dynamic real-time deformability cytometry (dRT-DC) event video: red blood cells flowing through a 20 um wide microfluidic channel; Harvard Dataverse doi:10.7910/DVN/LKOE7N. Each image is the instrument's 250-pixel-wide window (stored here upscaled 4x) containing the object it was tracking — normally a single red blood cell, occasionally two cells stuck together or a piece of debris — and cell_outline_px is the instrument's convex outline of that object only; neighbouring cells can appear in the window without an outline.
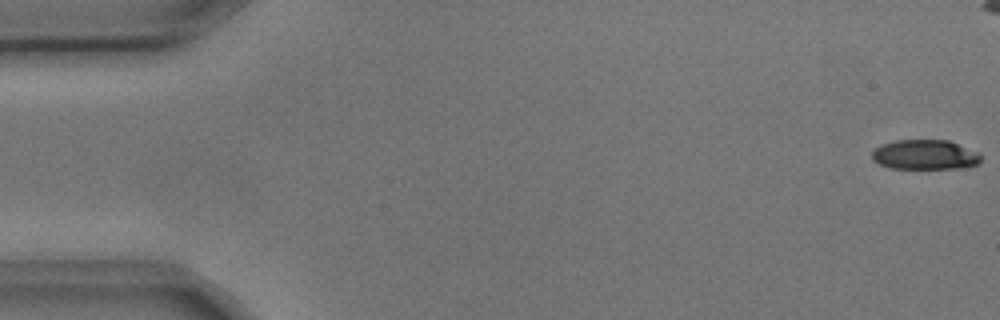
{"species": "common noctule bat (a hibernating species)", "species_latin": "Nyctalus noctula", "temperature_condition": "cold", "stored_images_in_passage": 8, "camera_frame_rate_fps": 3000, "um_per_image_px": 0.085, "animal": {"sex": "male", "body_mass_g": 17.9, "forearm_length_mm": 54.2}, "frame": {"image": 1, "passage_image": 1, "time_ms": 0.0, "image_size_px": [1000, 320], "cell_outline_px": [[980, 160], [976, 164], [956, 168], [892, 168], [880, 164], [872, 160], [872, 152], [880, 144], [896, 140], [948, 140], [976, 152], [980, 156]], "centroid_in_image_um": [78.55, 13.14], "position_along_channel_um": 6.4, "area_um2": 18.55}}
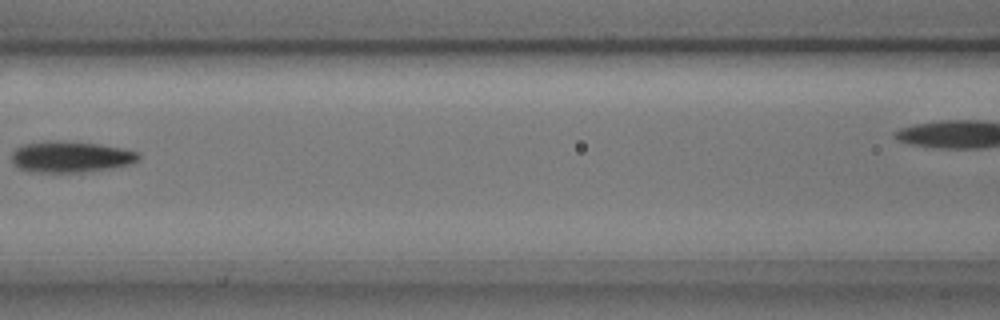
{"frame": {"image": 2, "passage_image": 7, "time_ms": 2.0, "image_size_px": [1000, 320], "cell_outline_px": [[140, 160], [128, 164], [112, 168], [80, 172], [32, 172], [20, 168], [12, 164], [12, 152], [20, 144], [44, 140], [64, 140], [100, 144], [140, 152]], "centroid_in_image_um": [5.97, 13.31], "position_along_channel_um": 160.6, "area_um2": 23.41}}
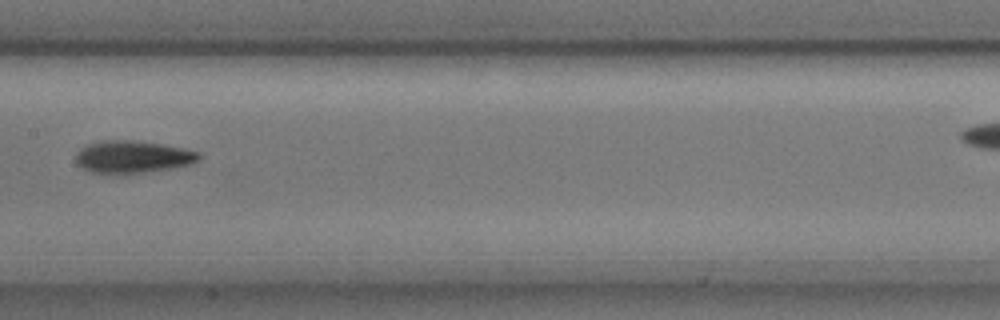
{"frame": {"image": 3, "passage_image": 8, "time_ms": 2.333, "image_size_px": [1000, 320], "cell_outline_px": [[200, 160], [188, 164], [172, 168], [144, 172], [92, 172], [76, 164], [76, 152], [80, 148], [88, 144], [104, 140], [132, 140], [160, 144], [200, 152]], "centroid_in_image_um": [11.26, 13.31], "position_along_channel_um": 196.1, "area_um2": 22.66}}